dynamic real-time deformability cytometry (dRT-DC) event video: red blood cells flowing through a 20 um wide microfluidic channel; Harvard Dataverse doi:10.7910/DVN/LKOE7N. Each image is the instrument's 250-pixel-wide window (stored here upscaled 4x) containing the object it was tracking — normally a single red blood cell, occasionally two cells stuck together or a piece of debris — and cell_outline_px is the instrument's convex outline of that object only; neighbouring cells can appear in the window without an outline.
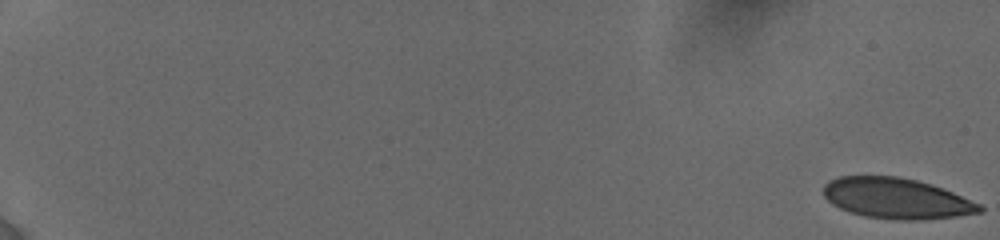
{"species": "human", "species_latin": "Homo sapiens", "temperature_condition": "cold", "stored_images_in_passage": 8, "camera_frame_rate_fps": 3000, "um_per_image_px": 0.085, "donor": {"sex": "female"}, "frame": {"image": 1, "passage_image": 1, "time_ms": 0.0, "image_size_px": [1000, 240], "cell_outline_px": [[984, 212], [956, 216], [924, 220], [900, 220], [864, 216], [848, 212], [832, 204], [824, 196], [824, 184], [828, 180], [840, 176], [896, 176], [916, 180], [932, 184], [952, 192], [980, 204], [984, 208]], "centroid_in_image_um": [76.19, 16.86], "position_along_channel_um": 8.8, "area_um2": 37.05}}
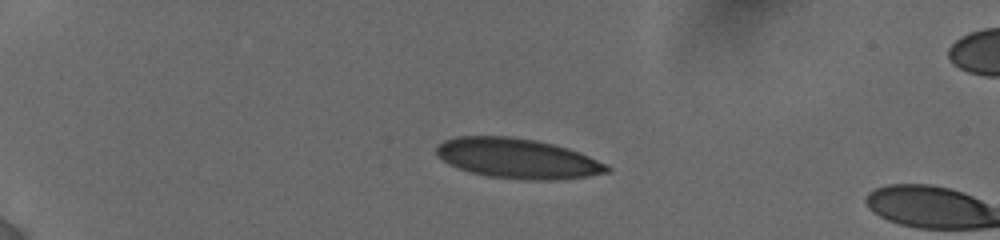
{"frame": {"image": 2, "passage_image": 7, "time_ms": 5.0, "image_size_px": [1000, 240], "cell_outline_px": [[612, 168], [608, 172], [588, 176], [556, 180], [532, 180], [488, 176], [472, 172], [448, 164], [436, 156], [436, 148], [444, 140], [456, 136], [508, 136], [536, 140], [568, 148], [580, 152], [608, 164]], "centroid_in_image_um": [44.01, 13.46], "position_along_channel_um": 41.0, "area_um2": 39.77}}